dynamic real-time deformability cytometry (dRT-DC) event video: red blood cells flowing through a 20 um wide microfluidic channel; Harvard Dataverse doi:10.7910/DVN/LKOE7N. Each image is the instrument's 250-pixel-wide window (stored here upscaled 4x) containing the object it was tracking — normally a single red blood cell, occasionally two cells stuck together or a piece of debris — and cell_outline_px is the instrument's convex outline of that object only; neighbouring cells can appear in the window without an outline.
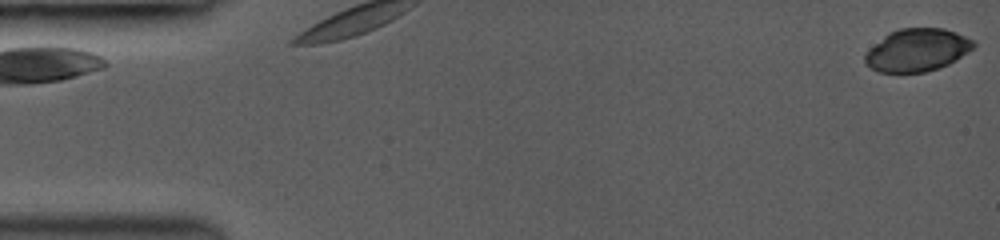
{"species": "common noctule bat (a hibernating species)", "species_latin": "Nyctalus noctula", "temperature_condition": "room temperature", "stored_images_in_passage": 27, "camera_frame_rate_fps": 3000, "um_per_image_px": 0.085, "animal": {"sex": "female", "body_mass_g": 19.0, "forearm_length_mm": 53.3}, "frame": {"image": 1, "passage_image": 1, "time_ms": 0.0, "image_size_px": [1000, 240], "cell_outline_px": [[976, 44], [968, 52], [956, 60], [948, 64], [924, 72], [880, 72], [864, 64], [864, 52], [888, 32], [900, 28], [944, 28], [956, 32], [976, 40]], "centroid_in_image_um": [77.94, 4.24], "position_along_channel_um": 7.1, "area_um2": 27.17}}
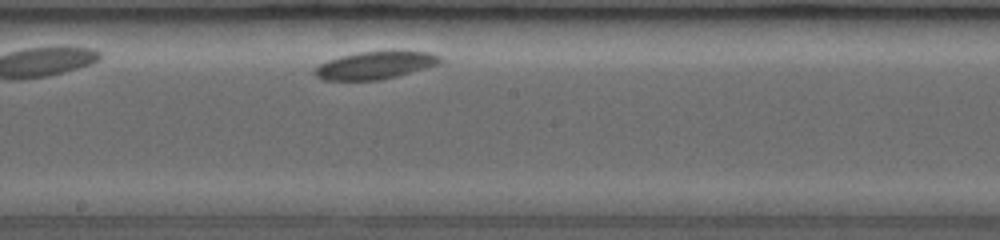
{"frame": {"image": 2, "passage_image": 13, "time_ms": 4.667, "image_size_px": [1000, 240], "cell_outline_px": [[448, 64], [380, 80], [324, 80], [316, 76], [312, 72], [320, 64], [328, 60], [340, 56], [360, 52], [432, 52], [448, 60]], "centroid_in_image_um": [32.04, 5.56], "position_along_channel_um": 216.2, "area_um2": 20.52}}
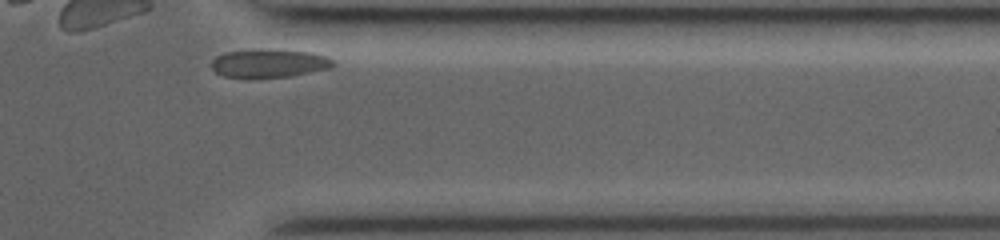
{"frame": {"image": 3, "passage_image": 26, "time_ms": 9.333, "image_size_px": [1000, 240], "cell_outline_px": [[336, 64], [332, 68], [292, 76], [224, 76], [216, 72], [212, 68], [212, 60], [216, 56], [224, 52], [312, 52], [328, 56], [336, 60]], "centroid_in_image_um": [22.99, 5.41], "position_along_channel_um": 388.4, "area_um2": 18.9}}